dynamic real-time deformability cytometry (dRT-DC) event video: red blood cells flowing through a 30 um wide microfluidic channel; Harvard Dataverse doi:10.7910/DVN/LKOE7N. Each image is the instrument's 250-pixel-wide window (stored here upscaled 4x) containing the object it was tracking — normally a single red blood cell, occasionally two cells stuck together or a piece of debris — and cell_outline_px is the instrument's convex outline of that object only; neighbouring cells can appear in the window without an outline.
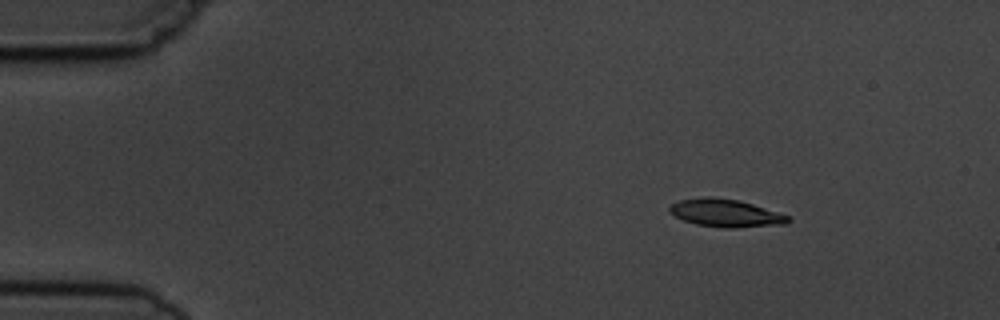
{"species": "common noctule bat (a hibernating species)", "species_latin": "Nyctalus noctula", "temperature_condition": "cold", "stored_images_in_passage": 3, "camera_frame_rate_fps": 3000, "um_per_image_px": 0.085, "animal": {"sex": "male", "body_mass_g": 19.5, "forearm_length_mm": 54.6}, "frame": {"image": 1, "passage_image": 1, "time_ms": 0.0, "image_size_px": [1000, 320], "cell_outline_px": [[792, 220], [788, 224], [736, 228], [724, 228], [696, 224], [684, 220], [668, 212], [668, 208], [672, 204], [680, 200], [708, 196], [712, 196], [736, 200], [752, 204], [792, 216]], "centroid_in_image_um": [61.73, 18.12], "position_along_channel_um": 23.3, "area_um2": 19.31}}